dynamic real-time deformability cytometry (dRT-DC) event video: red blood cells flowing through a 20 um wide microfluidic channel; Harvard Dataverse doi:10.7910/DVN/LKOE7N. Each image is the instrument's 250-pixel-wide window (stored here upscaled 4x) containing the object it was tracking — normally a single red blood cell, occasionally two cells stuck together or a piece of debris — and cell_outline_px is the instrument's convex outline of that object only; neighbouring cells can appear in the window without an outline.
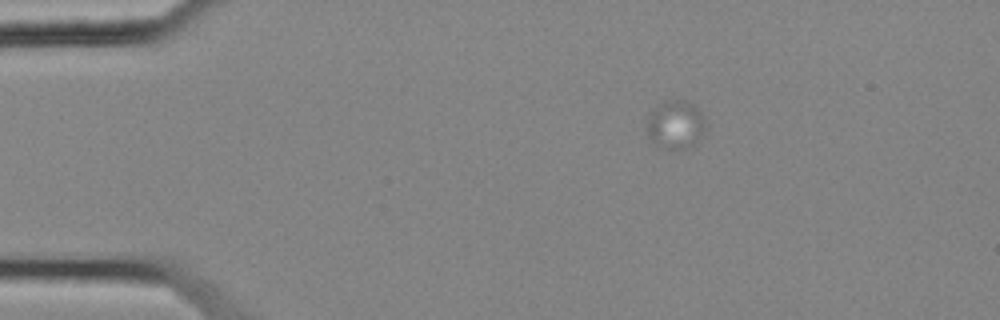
{"species": "common noctule bat (a hibernating species)", "species_latin": "Nyctalus noctula", "temperature_condition": "cold", "stored_images_in_passage": 56, "camera_frame_rate_fps": 3000, "um_per_image_px": 0.085, "animal": {"sex": "female", "body_mass_g": 25.1}, "frame": {"image": 1, "passage_image": 9, "time_ms": 2.667, "image_size_px": [1000, 320], "cell_outline_px": [[704, 128], [696, 140], [688, 148], [668, 148], [656, 144], [652, 140], [648, 132], [648, 120], [652, 112], [660, 104], [672, 100], [684, 100], [692, 104], [696, 108], [704, 120]], "centroid_in_image_um": [57.41, 10.58], "position_along_channel_um": 27.6, "area_um2": 15.49}}
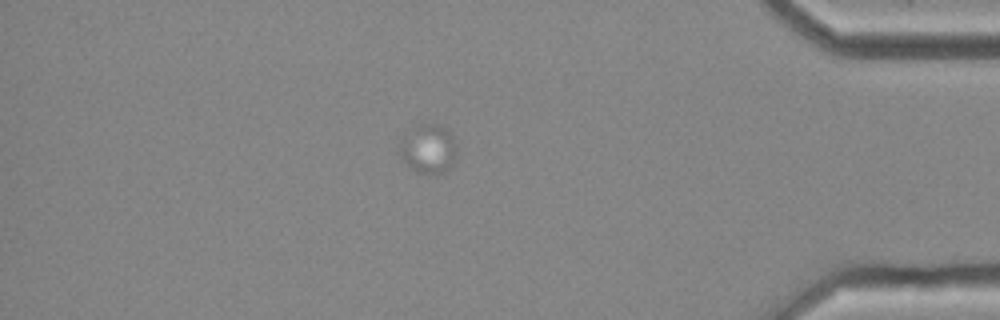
{"frame": {"image": 2, "passage_image": 48, "time_ms": 15.667, "image_size_px": [1000, 320], "cell_outline_px": [[456, 156], [448, 168], [444, 172], [416, 172], [404, 160], [400, 152], [400, 140], [412, 128], [420, 124], [440, 124], [452, 132], [456, 144]], "centroid_in_image_um": [36.44, 12.6], "position_along_channel_um": 398.8, "area_um2": 16.07}}